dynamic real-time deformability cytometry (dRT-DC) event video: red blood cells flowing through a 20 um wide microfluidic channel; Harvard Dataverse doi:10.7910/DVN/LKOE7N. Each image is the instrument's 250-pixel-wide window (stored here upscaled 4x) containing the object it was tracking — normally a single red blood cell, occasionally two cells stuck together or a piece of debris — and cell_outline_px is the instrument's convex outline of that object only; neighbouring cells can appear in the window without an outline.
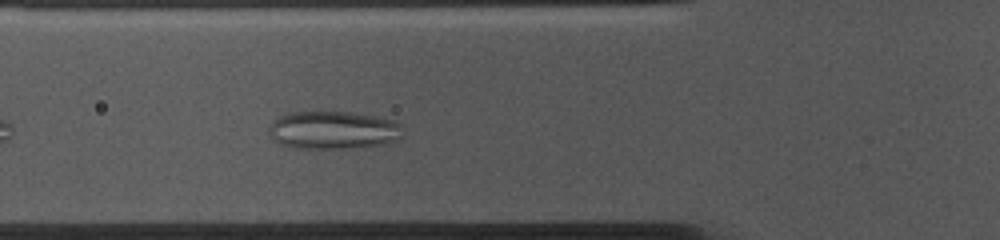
{"species": "common noctule bat (a hibernating species)", "species_latin": "Nyctalus noctula", "temperature_condition": "cold", "stored_images_in_passage": 43, "camera_frame_rate_fps": 3000, "um_per_image_px": 0.085, "animal": {"sex": "female", "body_mass_g": 10.0, "forearm_length_mm": 53.1}, "frame": {"image": 1, "passage_image": 7, "time_ms": 2.0, "image_size_px": [1000, 240], "cell_outline_px": [[400, 136], [396, 140], [384, 144], [348, 148], [296, 148], [280, 144], [272, 140], [272, 120], [284, 112], [352, 112], [376, 116], [396, 120], [400, 124]], "centroid_in_image_um": [28.32, 11.05], "position_along_channel_um": 97.5, "area_um2": 29.54}}